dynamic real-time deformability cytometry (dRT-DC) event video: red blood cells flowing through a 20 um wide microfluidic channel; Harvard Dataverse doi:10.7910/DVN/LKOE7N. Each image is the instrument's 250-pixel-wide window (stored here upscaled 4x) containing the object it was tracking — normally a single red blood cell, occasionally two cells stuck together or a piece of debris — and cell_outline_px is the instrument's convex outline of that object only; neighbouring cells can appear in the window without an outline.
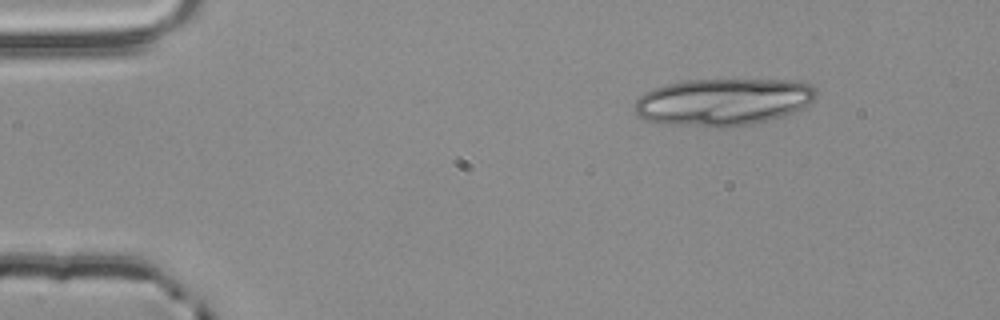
{"species": "common noctule bat (a hibernating species)", "species_latin": "Nyctalus noctula", "temperature_condition": "room temperature", "stored_images_in_passage": 15, "camera_frame_rate_fps": 3000, "um_per_image_px": 0.085, "animal": {"sex": "male", "body_mass_g": 20.4}, "frame": {"image": 1, "passage_image": 3, "time_ms": 0.667, "image_size_px": [1000, 320], "cell_outline_px": [[816, 96], [808, 104], [784, 116], [752, 124], [732, 128], [712, 128], [664, 124], [644, 120], [636, 116], [632, 108], [632, 104], [644, 92], [652, 88], [664, 84], [688, 80], [796, 80], [812, 84], [816, 88]], "centroid_in_image_um": [61.4, 8.68], "position_along_channel_um": 23.6, "area_um2": 50.92}}